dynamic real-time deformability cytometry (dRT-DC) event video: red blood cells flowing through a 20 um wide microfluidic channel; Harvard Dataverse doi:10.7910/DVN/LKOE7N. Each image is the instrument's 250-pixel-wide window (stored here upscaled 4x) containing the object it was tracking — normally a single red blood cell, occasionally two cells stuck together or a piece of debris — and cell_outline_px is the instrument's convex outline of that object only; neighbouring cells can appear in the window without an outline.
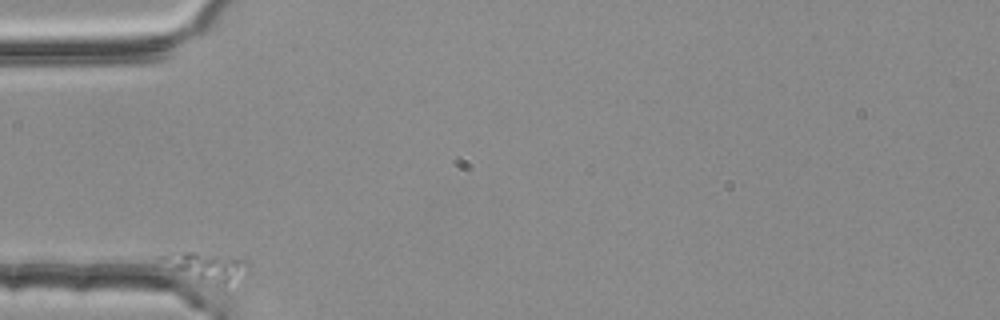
{"species": "common noctule bat (a hibernating species)", "species_latin": "Nyctalus noctula", "temperature_condition": "room temperature", "stored_images_in_passage": 40, "camera_frame_rate_fps": 3000, "um_per_image_px": 0.085, "animal": {"sex": "female", "body_mass_g": 25.1}, "frame": {"image": 1, "passage_image": 1, "time_ms": 0.0, "image_size_px": [1000, 320], "cell_outline_px": [[248, 272], [224, 288], [200, 284], [172, 272], [160, 256], [184, 252], [196, 252], [248, 260]], "centroid_in_image_um": [17.58, 22.78], "position_along_channel_um": 67.4, "area_um2": 15.2}}